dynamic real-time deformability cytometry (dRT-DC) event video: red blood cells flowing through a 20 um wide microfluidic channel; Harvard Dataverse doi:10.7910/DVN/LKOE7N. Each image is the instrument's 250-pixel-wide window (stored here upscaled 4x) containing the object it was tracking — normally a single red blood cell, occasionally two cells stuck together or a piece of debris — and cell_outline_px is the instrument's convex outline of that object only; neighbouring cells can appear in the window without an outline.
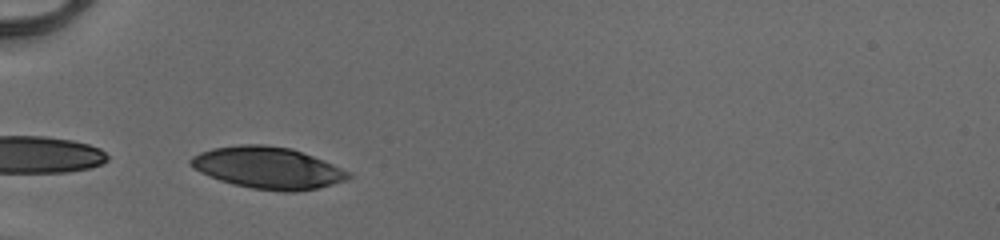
{"species": "human", "species_latin": "Homo sapiens", "temperature_condition": "cold", "stored_images_in_passage": 16, "camera_frame_rate_fps": 3000, "um_per_image_px": 0.085, "donor": {"sex": "male"}, "frame": {"image": 1, "passage_image": 1, "time_ms": 0.0, "image_size_px": [1000, 240], "cell_outline_px": [[352, 176], [348, 180], [316, 188], [296, 192], [280, 192], [252, 188], [232, 184], [208, 176], [192, 168], [188, 164], [188, 160], [192, 156], [200, 152], [212, 148], [240, 144], [264, 144], [292, 148], [324, 160], [352, 172]], "centroid_in_image_um": [22.76, 14.26], "position_along_channel_um": 62.2, "area_um2": 38.84}}
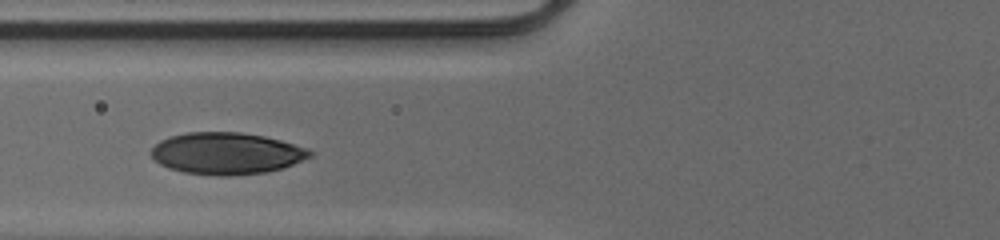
{"frame": {"image": 2, "passage_image": 5, "time_ms": 1.333, "image_size_px": [1000, 240], "cell_outline_px": [[312, 156], [284, 168], [268, 172], [228, 176], [216, 176], [184, 172], [168, 168], [160, 164], [148, 152], [160, 140], [184, 132], [240, 132], [264, 136], [280, 140], [308, 148], [312, 152]], "centroid_in_image_um": [19.25, 13.04], "position_along_channel_um": 106.5, "area_um2": 38.84}}
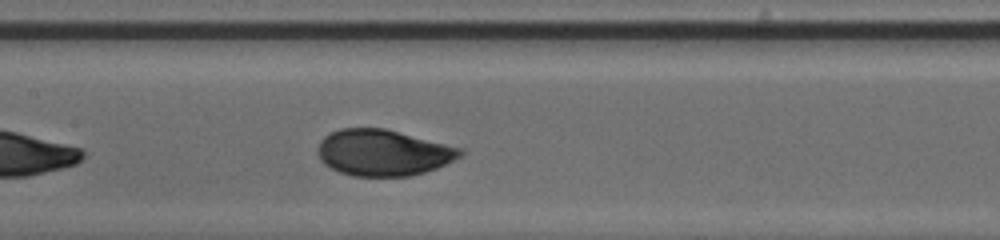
{"frame": {"image": 3, "passage_image": 10, "time_ms": 3.0, "image_size_px": [1000, 240], "cell_outline_px": [[464, 152], [460, 156], [436, 168], [424, 172], [408, 176], [352, 176], [340, 172], [324, 164], [320, 160], [316, 152], [316, 148], [320, 140], [324, 136], [340, 128], [384, 128], [464, 148]], "centroid_in_image_um": [32.53, 12.97], "position_along_channel_um": 174.9, "area_um2": 38.44}}